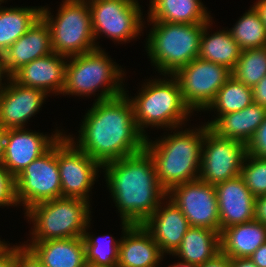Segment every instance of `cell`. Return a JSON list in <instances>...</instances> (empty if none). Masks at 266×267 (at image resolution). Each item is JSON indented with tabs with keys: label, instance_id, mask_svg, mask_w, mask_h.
Masks as SVG:
<instances>
[{
	"label": "cell",
	"instance_id": "cell-7",
	"mask_svg": "<svg viewBox=\"0 0 266 267\" xmlns=\"http://www.w3.org/2000/svg\"><path fill=\"white\" fill-rule=\"evenodd\" d=\"M89 204L79 198L60 197L31 206L25 211L34 225L30 242L83 237L91 221Z\"/></svg>",
	"mask_w": 266,
	"mask_h": 267
},
{
	"label": "cell",
	"instance_id": "cell-28",
	"mask_svg": "<svg viewBox=\"0 0 266 267\" xmlns=\"http://www.w3.org/2000/svg\"><path fill=\"white\" fill-rule=\"evenodd\" d=\"M41 17V7L0 6V54L2 55Z\"/></svg>",
	"mask_w": 266,
	"mask_h": 267
},
{
	"label": "cell",
	"instance_id": "cell-41",
	"mask_svg": "<svg viewBox=\"0 0 266 267\" xmlns=\"http://www.w3.org/2000/svg\"><path fill=\"white\" fill-rule=\"evenodd\" d=\"M249 259L257 267H266V242L263 243L250 257Z\"/></svg>",
	"mask_w": 266,
	"mask_h": 267
},
{
	"label": "cell",
	"instance_id": "cell-5",
	"mask_svg": "<svg viewBox=\"0 0 266 267\" xmlns=\"http://www.w3.org/2000/svg\"><path fill=\"white\" fill-rule=\"evenodd\" d=\"M102 49L68 57L63 95L91 96L101 87L95 99L101 101L127 92L123 87V68L115 65Z\"/></svg>",
	"mask_w": 266,
	"mask_h": 267
},
{
	"label": "cell",
	"instance_id": "cell-26",
	"mask_svg": "<svg viewBox=\"0 0 266 267\" xmlns=\"http://www.w3.org/2000/svg\"><path fill=\"white\" fill-rule=\"evenodd\" d=\"M220 253V233L208 228L190 227L180 246L172 254L180 262L200 265Z\"/></svg>",
	"mask_w": 266,
	"mask_h": 267
},
{
	"label": "cell",
	"instance_id": "cell-48",
	"mask_svg": "<svg viewBox=\"0 0 266 267\" xmlns=\"http://www.w3.org/2000/svg\"><path fill=\"white\" fill-rule=\"evenodd\" d=\"M4 1H5V0H0V5H1L2 3H4Z\"/></svg>",
	"mask_w": 266,
	"mask_h": 267
},
{
	"label": "cell",
	"instance_id": "cell-16",
	"mask_svg": "<svg viewBox=\"0 0 266 267\" xmlns=\"http://www.w3.org/2000/svg\"><path fill=\"white\" fill-rule=\"evenodd\" d=\"M7 81L0 92V127L25 128V123L41 109L47 94L40 89L21 86L11 77Z\"/></svg>",
	"mask_w": 266,
	"mask_h": 267
},
{
	"label": "cell",
	"instance_id": "cell-10",
	"mask_svg": "<svg viewBox=\"0 0 266 267\" xmlns=\"http://www.w3.org/2000/svg\"><path fill=\"white\" fill-rule=\"evenodd\" d=\"M16 199L18 205L31 206L61 197V179L58 168V141L41 157L24 168L17 177Z\"/></svg>",
	"mask_w": 266,
	"mask_h": 267
},
{
	"label": "cell",
	"instance_id": "cell-22",
	"mask_svg": "<svg viewBox=\"0 0 266 267\" xmlns=\"http://www.w3.org/2000/svg\"><path fill=\"white\" fill-rule=\"evenodd\" d=\"M266 116V108L252 103L244 109L219 116L209 129L217 136L247 145Z\"/></svg>",
	"mask_w": 266,
	"mask_h": 267
},
{
	"label": "cell",
	"instance_id": "cell-21",
	"mask_svg": "<svg viewBox=\"0 0 266 267\" xmlns=\"http://www.w3.org/2000/svg\"><path fill=\"white\" fill-rule=\"evenodd\" d=\"M51 53L53 49L50 29L45 20L40 17L2 54L5 72L8 77H11L22 66Z\"/></svg>",
	"mask_w": 266,
	"mask_h": 267
},
{
	"label": "cell",
	"instance_id": "cell-36",
	"mask_svg": "<svg viewBox=\"0 0 266 267\" xmlns=\"http://www.w3.org/2000/svg\"><path fill=\"white\" fill-rule=\"evenodd\" d=\"M15 267H44L35 253L25 245H14Z\"/></svg>",
	"mask_w": 266,
	"mask_h": 267
},
{
	"label": "cell",
	"instance_id": "cell-8",
	"mask_svg": "<svg viewBox=\"0 0 266 267\" xmlns=\"http://www.w3.org/2000/svg\"><path fill=\"white\" fill-rule=\"evenodd\" d=\"M55 17L41 6V17L49 26L53 52L74 56L101 49L94 40L88 0H63Z\"/></svg>",
	"mask_w": 266,
	"mask_h": 267
},
{
	"label": "cell",
	"instance_id": "cell-17",
	"mask_svg": "<svg viewBox=\"0 0 266 267\" xmlns=\"http://www.w3.org/2000/svg\"><path fill=\"white\" fill-rule=\"evenodd\" d=\"M165 199L168 202L165 201L164 204ZM162 201L142 226L149 232L163 254L172 255L180 246L190 225L179 207L168 196Z\"/></svg>",
	"mask_w": 266,
	"mask_h": 267
},
{
	"label": "cell",
	"instance_id": "cell-27",
	"mask_svg": "<svg viewBox=\"0 0 266 267\" xmlns=\"http://www.w3.org/2000/svg\"><path fill=\"white\" fill-rule=\"evenodd\" d=\"M210 25L212 20L204 26L198 58L222 65L232 72L242 50L229 30H219L210 35L208 33Z\"/></svg>",
	"mask_w": 266,
	"mask_h": 267
},
{
	"label": "cell",
	"instance_id": "cell-30",
	"mask_svg": "<svg viewBox=\"0 0 266 267\" xmlns=\"http://www.w3.org/2000/svg\"><path fill=\"white\" fill-rule=\"evenodd\" d=\"M229 31L241 50L266 47V28L253 6Z\"/></svg>",
	"mask_w": 266,
	"mask_h": 267
},
{
	"label": "cell",
	"instance_id": "cell-13",
	"mask_svg": "<svg viewBox=\"0 0 266 267\" xmlns=\"http://www.w3.org/2000/svg\"><path fill=\"white\" fill-rule=\"evenodd\" d=\"M58 168L61 197L79 198L90 202L89 192L102 166L64 134L58 140Z\"/></svg>",
	"mask_w": 266,
	"mask_h": 267
},
{
	"label": "cell",
	"instance_id": "cell-31",
	"mask_svg": "<svg viewBox=\"0 0 266 267\" xmlns=\"http://www.w3.org/2000/svg\"><path fill=\"white\" fill-rule=\"evenodd\" d=\"M89 224L91 223L87 224L83 236L86 262L102 267H117L121 239L115 240L110 235L107 237L106 235L102 236L104 239L106 238L105 241L102 237H95V235L93 237L87 232L90 227Z\"/></svg>",
	"mask_w": 266,
	"mask_h": 267
},
{
	"label": "cell",
	"instance_id": "cell-11",
	"mask_svg": "<svg viewBox=\"0 0 266 267\" xmlns=\"http://www.w3.org/2000/svg\"><path fill=\"white\" fill-rule=\"evenodd\" d=\"M172 75L179 84L184 103L192 112H198L209 106L232 74L222 65L196 58Z\"/></svg>",
	"mask_w": 266,
	"mask_h": 267
},
{
	"label": "cell",
	"instance_id": "cell-43",
	"mask_svg": "<svg viewBox=\"0 0 266 267\" xmlns=\"http://www.w3.org/2000/svg\"><path fill=\"white\" fill-rule=\"evenodd\" d=\"M253 7L259 13L261 21L266 28V0H258L254 3Z\"/></svg>",
	"mask_w": 266,
	"mask_h": 267
},
{
	"label": "cell",
	"instance_id": "cell-23",
	"mask_svg": "<svg viewBox=\"0 0 266 267\" xmlns=\"http://www.w3.org/2000/svg\"><path fill=\"white\" fill-rule=\"evenodd\" d=\"M44 267H83L86 263L83 237L50 239L28 245Z\"/></svg>",
	"mask_w": 266,
	"mask_h": 267
},
{
	"label": "cell",
	"instance_id": "cell-4",
	"mask_svg": "<svg viewBox=\"0 0 266 267\" xmlns=\"http://www.w3.org/2000/svg\"><path fill=\"white\" fill-rule=\"evenodd\" d=\"M143 83L141 92L131 97L134 108L135 123L140 133L147 138L145 128L156 127L174 130L185 124L193 115L191 109L184 103L179 84L173 75H164ZM166 78V79H165Z\"/></svg>",
	"mask_w": 266,
	"mask_h": 267
},
{
	"label": "cell",
	"instance_id": "cell-9",
	"mask_svg": "<svg viewBox=\"0 0 266 267\" xmlns=\"http://www.w3.org/2000/svg\"><path fill=\"white\" fill-rule=\"evenodd\" d=\"M94 40L99 34L127 42L143 33V13L137 0H88Z\"/></svg>",
	"mask_w": 266,
	"mask_h": 267
},
{
	"label": "cell",
	"instance_id": "cell-38",
	"mask_svg": "<svg viewBox=\"0 0 266 267\" xmlns=\"http://www.w3.org/2000/svg\"><path fill=\"white\" fill-rule=\"evenodd\" d=\"M253 101L266 108V76H264L253 88Z\"/></svg>",
	"mask_w": 266,
	"mask_h": 267
},
{
	"label": "cell",
	"instance_id": "cell-29",
	"mask_svg": "<svg viewBox=\"0 0 266 267\" xmlns=\"http://www.w3.org/2000/svg\"><path fill=\"white\" fill-rule=\"evenodd\" d=\"M252 88L230 76L225 84L218 90L215 98L205 109L210 111L214 108L218 115L210 122L205 123L208 127L221 115L237 112L253 103Z\"/></svg>",
	"mask_w": 266,
	"mask_h": 267
},
{
	"label": "cell",
	"instance_id": "cell-40",
	"mask_svg": "<svg viewBox=\"0 0 266 267\" xmlns=\"http://www.w3.org/2000/svg\"><path fill=\"white\" fill-rule=\"evenodd\" d=\"M196 267H230V259L220 252L213 259L197 265Z\"/></svg>",
	"mask_w": 266,
	"mask_h": 267
},
{
	"label": "cell",
	"instance_id": "cell-20",
	"mask_svg": "<svg viewBox=\"0 0 266 267\" xmlns=\"http://www.w3.org/2000/svg\"><path fill=\"white\" fill-rule=\"evenodd\" d=\"M117 267H157L164 254L142 224L122 220Z\"/></svg>",
	"mask_w": 266,
	"mask_h": 267
},
{
	"label": "cell",
	"instance_id": "cell-45",
	"mask_svg": "<svg viewBox=\"0 0 266 267\" xmlns=\"http://www.w3.org/2000/svg\"><path fill=\"white\" fill-rule=\"evenodd\" d=\"M8 78V76H6V72L3 66V59H2V55L0 54V92L3 90L5 83H2V79L4 78V76Z\"/></svg>",
	"mask_w": 266,
	"mask_h": 267
},
{
	"label": "cell",
	"instance_id": "cell-42",
	"mask_svg": "<svg viewBox=\"0 0 266 267\" xmlns=\"http://www.w3.org/2000/svg\"><path fill=\"white\" fill-rule=\"evenodd\" d=\"M230 267H257L249 258L230 259Z\"/></svg>",
	"mask_w": 266,
	"mask_h": 267
},
{
	"label": "cell",
	"instance_id": "cell-37",
	"mask_svg": "<svg viewBox=\"0 0 266 267\" xmlns=\"http://www.w3.org/2000/svg\"><path fill=\"white\" fill-rule=\"evenodd\" d=\"M2 242L0 244V267H15L14 266V246Z\"/></svg>",
	"mask_w": 266,
	"mask_h": 267
},
{
	"label": "cell",
	"instance_id": "cell-3",
	"mask_svg": "<svg viewBox=\"0 0 266 267\" xmlns=\"http://www.w3.org/2000/svg\"><path fill=\"white\" fill-rule=\"evenodd\" d=\"M164 135L152 142L147 137L144 149L153 159L158 182L168 193L174 186L199 178L204 124Z\"/></svg>",
	"mask_w": 266,
	"mask_h": 267
},
{
	"label": "cell",
	"instance_id": "cell-15",
	"mask_svg": "<svg viewBox=\"0 0 266 267\" xmlns=\"http://www.w3.org/2000/svg\"><path fill=\"white\" fill-rule=\"evenodd\" d=\"M30 131L26 128L5 129L2 165L14 177L47 152L63 135L58 130L52 136Z\"/></svg>",
	"mask_w": 266,
	"mask_h": 267
},
{
	"label": "cell",
	"instance_id": "cell-24",
	"mask_svg": "<svg viewBox=\"0 0 266 267\" xmlns=\"http://www.w3.org/2000/svg\"><path fill=\"white\" fill-rule=\"evenodd\" d=\"M265 242L266 225L255 220L220 232V252L229 259L249 258Z\"/></svg>",
	"mask_w": 266,
	"mask_h": 267
},
{
	"label": "cell",
	"instance_id": "cell-18",
	"mask_svg": "<svg viewBox=\"0 0 266 267\" xmlns=\"http://www.w3.org/2000/svg\"><path fill=\"white\" fill-rule=\"evenodd\" d=\"M219 208L220 232L254 220L255 197L239 175L214 186Z\"/></svg>",
	"mask_w": 266,
	"mask_h": 267
},
{
	"label": "cell",
	"instance_id": "cell-34",
	"mask_svg": "<svg viewBox=\"0 0 266 267\" xmlns=\"http://www.w3.org/2000/svg\"><path fill=\"white\" fill-rule=\"evenodd\" d=\"M17 205L15 177L0 164V207Z\"/></svg>",
	"mask_w": 266,
	"mask_h": 267
},
{
	"label": "cell",
	"instance_id": "cell-25",
	"mask_svg": "<svg viewBox=\"0 0 266 267\" xmlns=\"http://www.w3.org/2000/svg\"><path fill=\"white\" fill-rule=\"evenodd\" d=\"M200 0H150L148 21L204 24L212 17Z\"/></svg>",
	"mask_w": 266,
	"mask_h": 267
},
{
	"label": "cell",
	"instance_id": "cell-39",
	"mask_svg": "<svg viewBox=\"0 0 266 267\" xmlns=\"http://www.w3.org/2000/svg\"><path fill=\"white\" fill-rule=\"evenodd\" d=\"M254 220L266 225V194L255 198Z\"/></svg>",
	"mask_w": 266,
	"mask_h": 267
},
{
	"label": "cell",
	"instance_id": "cell-14",
	"mask_svg": "<svg viewBox=\"0 0 266 267\" xmlns=\"http://www.w3.org/2000/svg\"><path fill=\"white\" fill-rule=\"evenodd\" d=\"M167 196L179 207L190 227L208 228L220 233L219 208L213 185L198 178L174 186Z\"/></svg>",
	"mask_w": 266,
	"mask_h": 267
},
{
	"label": "cell",
	"instance_id": "cell-47",
	"mask_svg": "<svg viewBox=\"0 0 266 267\" xmlns=\"http://www.w3.org/2000/svg\"><path fill=\"white\" fill-rule=\"evenodd\" d=\"M83 267H102V266H98V265H94L92 263L86 262Z\"/></svg>",
	"mask_w": 266,
	"mask_h": 267
},
{
	"label": "cell",
	"instance_id": "cell-32",
	"mask_svg": "<svg viewBox=\"0 0 266 267\" xmlns=\"http://www.w3.org/2000/svg\"><path fill=\"white\" fill-rule=\"evenodd\" d=\"M231 74L241 83L253 88L266 76V47L242 50Z\"/></svg>",
	"mask_w": 266,
	"mask_h": 267
},
{
	"label": "cell",
	"instance_id": "cell-6",
	"mask_svg": "<svg viewBox=\"0 0 266 267\" xmlns=\"http://www.w3.org/2000/svg\"><path fill=\"white\" fill-rule=\"evenodd\" d=\"M153 27L146 39V52L162 75H172L198 58L204 24L147 21Z\"/></svg>",
	"mask_w": 266,
	"mask_h": 267
},
{
	"label": "cell",
	"instance_id": "cell-35",
	"mask_svg": "<svg viewBox=\"0 0 266 267\" xmlns=\"http://www.w3.org/2000/svg\"><path fill=\"white\" fill-rule=\"evenodd\" d=\"M246 148L247 154L266 159V116Z\"/></svg>",
	"mask_w": 266,
	"mask_h": 267
},
{
	"label": "cell",
	"instance_id": "cell-44",
	"mask_svg": "<svg viewBox=\"0 0 266 267\" xmlns=\"http://www.w3.org/2000/svg\"><path fill=\"white\" fill-rule=\"evenodd\" d=\"M4 142H5V129L0 127V164H2L3 162Z\"/></svg>",
	"mask_w": 266,
	"mask_h": 267
},
{
	"label": "cell",
	"instance_id": "cell-33",
	"mask_svg": "<svg viewBox=\"0 0 266 267\" xmlns=\"http://www.w3.org/2000/svg\"><path fill=\"white\" fill-rule=\"evenodd\" d=\"M240 176L255 198L266 194V159L246 154Z\"/></svg>",
	"mask_w": 266,
	"mask_h": 267
},
{
	"label": "cell",
	"instance_id": "cell-1",
	"mask_svg": "<svg viewBox=\"0 0 266 267\" xmlns=\"http://www.w3.org/2000/svg\"><path fill=\"white\" fill-rule=\"evenodd\" d=\"M78 141L67 137L101 166L136 154L144 149L146 138L135 123L128 93L95 101L80 124Z\"/></svg>",
	"mask_w": 266,
	"mask_h": 267
},
{
	"label": "cell",
	"instance_id": "cell-12",
	"mask_svg": "<svg viewBox=\"0 0 266 267\" xmlns=\"http://www.w3.org/2000/svg\"><path fill=\"white\" fill-rule=\"evenodd\" d=\"M246 154L244 143L219 137L205 124L199 179L215 186L239 176Z\"/></svg>",
	"mask_w": 266,
	"mask_h": 267
},
{
	"label": "cell",
	"instance_id": "cell-19",
	"mask_svg": "<svg viewBox=\"0 0 266 267\" xmlns=\"http://www.w3.org/2000/svg\"><path fill=\"white\" fill-rule=\"evenodd\" d=\"M68 57L55 52L18 69L11 78L21 86L40 89L47 95L62 94Z\"/></svg>",
	"mask_w": 266,
	"mask_h": 267
},
{
	"label": "cell",
	"instance_id": "cell-2",
	"mask_svg": "<svg viewBox=\"0 0 266 267\" xmlns=\"http://www.w3.org/2000/svg\"><path fill=\"white\" fill-rule=\"evenodd\" d=\"M102 169L121 220L131 225L143 224L167 196L145 149L109 162Z\"/></svg>",
	"mask_w": 266,
	"mask_h": 267
},
{
	"label": "cell",
	"instance_id": "cell-46",
	"mask_svg": "<svg viewBox=\"0 0 266 267\" xmlns=\"http://www.w3.org/2000/svg\"><path fill=\"white\" fill-rule=\"evenodd\" d=\"M169 267H196V265H190V264L183 263V262H177L173 265H170Z\"/></svg>",
	"mask_w": 266,
	"mask_h": 267
}]
</instances>
